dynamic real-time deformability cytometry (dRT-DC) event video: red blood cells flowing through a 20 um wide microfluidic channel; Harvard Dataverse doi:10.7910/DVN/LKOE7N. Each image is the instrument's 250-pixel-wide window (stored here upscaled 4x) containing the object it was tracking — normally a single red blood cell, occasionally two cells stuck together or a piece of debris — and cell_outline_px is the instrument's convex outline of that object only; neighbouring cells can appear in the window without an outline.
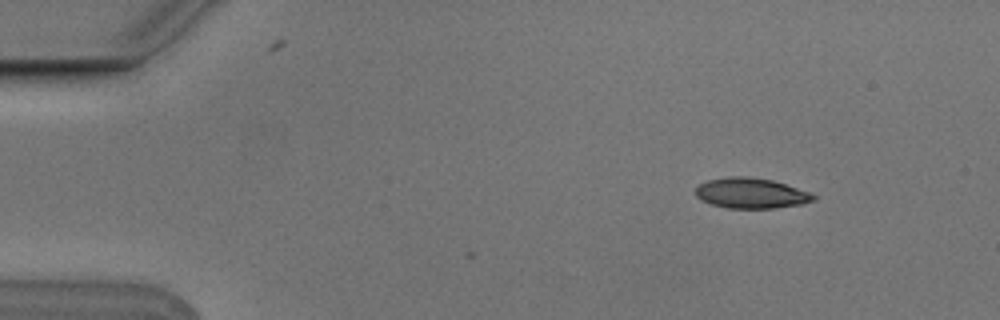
{"species": "Egyptian fruit bat (a non-hibernating species)", "species_latin": "Rousettus aegyptiacus", "temperature_condition": "cold", "stored_images_in_passage": 2, "camera_frame_rate_fps": 3000, "um_per_image_px": 0.085, "animal": {"sex": "male"}, "frame": {"image": 1, "passage_image": 2, "time_ms": 0.333, "image_size_px": [1000, 320], "cell_outline_px": [[816, 200], [800, 204], [772, 208], [728, 208], [712, 204], [700, 200], [696, 196], [696, 188], [700, 184], [708, 180], [728, 176], [748, 176], [772, 180], [808, 192], [816, 196]], "centroid_in_image_um": [63.81, 16.41], "position_along_channel_um": 21.2, "area_um2": 20.69}}